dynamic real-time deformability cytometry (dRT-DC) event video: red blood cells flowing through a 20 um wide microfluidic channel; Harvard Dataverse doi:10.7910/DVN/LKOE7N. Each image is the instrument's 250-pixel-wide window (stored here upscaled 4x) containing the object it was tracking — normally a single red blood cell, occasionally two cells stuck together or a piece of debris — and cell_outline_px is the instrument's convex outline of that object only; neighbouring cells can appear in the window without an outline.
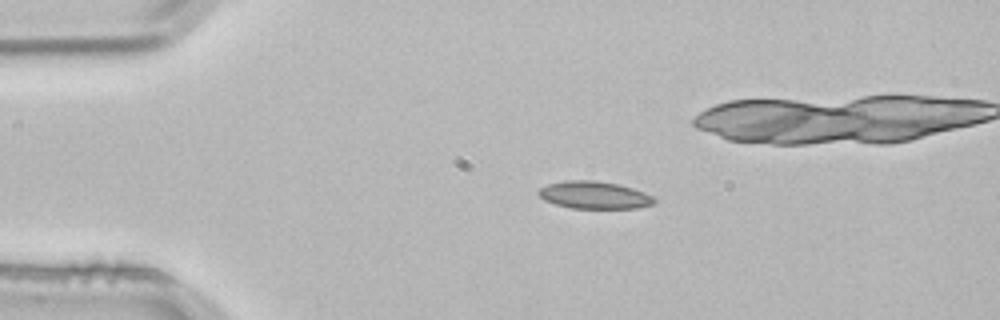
{"species": "common noctule bat (a hibernating species)", "species_latin": "Nyctalus noctula", "temperature_condition": "room temperature", "stored_images_in_passage": 4, "camera_frame_rate_fps": 3000, "um_per_image_px": 0.085, "animal": {"sex": "male", "body_mass_g": 21.5, "forearm_length_mm": 52.0}, "frame": {"image": 1, "passage_image": 2, "time_ms": 0.333, "image_size_px": [1000, 320], "cell_outline_px": [[656, 200], [652, 204], [636, 208], [572, 208], [556, 204], [544, 200], [536, 192], [540, 188], [548, 184], [568, 180], [596, 180], [616, 184], [632, 188], [644, 192], [652, 196]], "centroid_in_image_um": [50.49, 16.58], "position_along_channel_um": 34.5, "area_um2": 18.32}}